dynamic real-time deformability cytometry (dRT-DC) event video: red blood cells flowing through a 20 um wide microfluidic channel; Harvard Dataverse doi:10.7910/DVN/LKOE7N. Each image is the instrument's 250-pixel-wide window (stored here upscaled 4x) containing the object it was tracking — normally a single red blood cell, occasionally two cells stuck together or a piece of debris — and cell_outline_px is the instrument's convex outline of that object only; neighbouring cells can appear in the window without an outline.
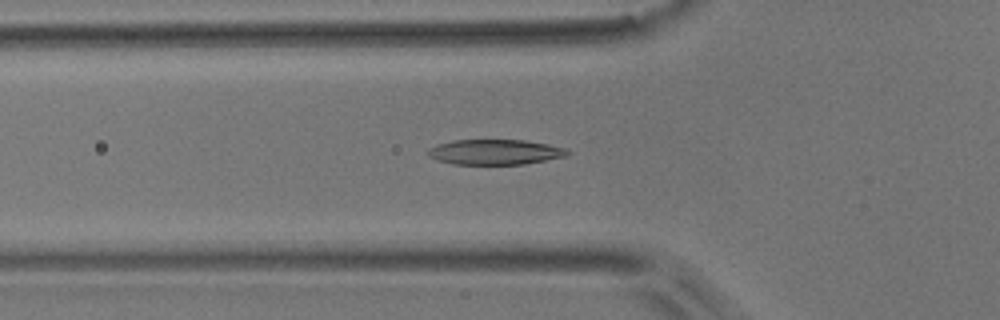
{"species": "common noctule bat (a hibernating species)", "species_latin": "Nyctalus noctula", "temperature_condition": "room temperature", "stored_images_in_passage": 5, "camera_frame_rate_fps": 3000, "um_per_image_px": 0.085, "animal": {"sex": "male", "body_mass_g": 17.9}, "frame": {"image": 1, "passage_image": 5, "time_ms": 1.333, "image_size_px": [1000, 320], "cell_outline_px": [[572, 152], [568, 156], [524, 164], [452, 164], [436, 160], [428, 156], [424, 152], [428, 148], [436, 144], [452, 140], [524, 140], [548, 144], [564, 148]], "centroid_in_image_um": [42.03, 12.92], "position_along_channel_um": 83.8, "area_um2": 20.75}}